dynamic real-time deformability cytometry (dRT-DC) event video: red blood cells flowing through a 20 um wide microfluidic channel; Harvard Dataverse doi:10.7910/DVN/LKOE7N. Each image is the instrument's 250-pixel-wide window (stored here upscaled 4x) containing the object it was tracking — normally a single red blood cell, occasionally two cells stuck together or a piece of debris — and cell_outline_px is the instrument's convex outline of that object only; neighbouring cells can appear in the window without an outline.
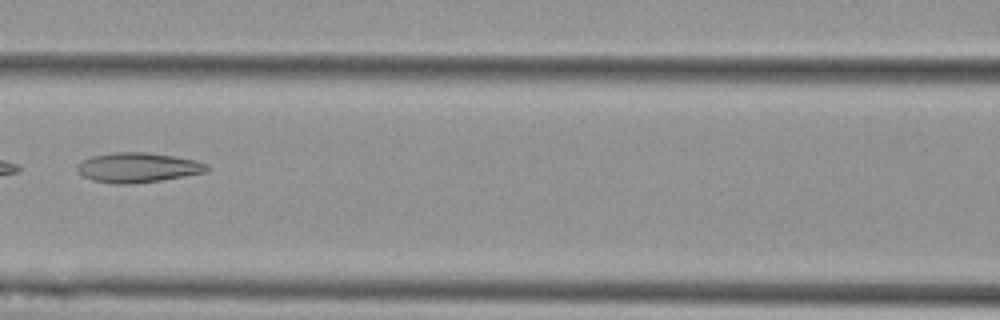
{"species": "Egyptian fruit bat (a non-hibernating species)", "species_latin": "Rousettus aegyptiacus", "temperature_condition": "cold", "stored_images_in_passage": 3, "camera_frame_rate_fps": 3000, "um_per_image_px": 0.085, "animal": {"sex": "female"}, "frame": {"image": 1, "passage_image": 3, "time_ms": 2.333, "image_size_px": [1000, 320], "cell_outline_px": [[212, 168], [208, 172], [160, 180], [128, 184], [112, 184], [92, 180], [84, 176], [76, 168], [76, 164], [80, 160], [92, 156], [112, 152], [148, 152], [196, 160], [208, 164]], "centroid_in_image_um": [11.72, 14.23], "position_along_channel_um": 154.9, "area_um2": 22.72}}